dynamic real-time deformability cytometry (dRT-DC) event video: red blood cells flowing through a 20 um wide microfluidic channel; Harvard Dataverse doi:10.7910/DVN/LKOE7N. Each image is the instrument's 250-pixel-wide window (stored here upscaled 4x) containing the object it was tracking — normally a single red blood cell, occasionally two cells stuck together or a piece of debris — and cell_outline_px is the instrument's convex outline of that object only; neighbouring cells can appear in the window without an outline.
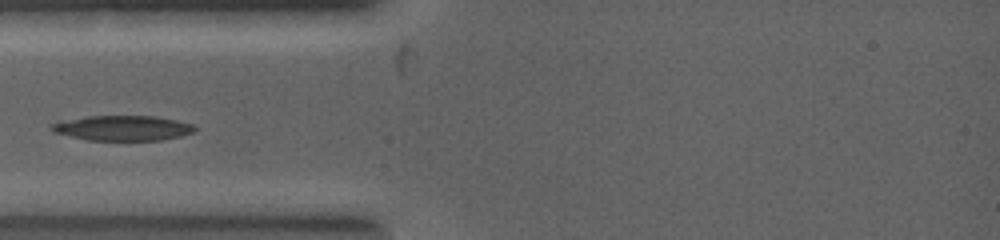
{"species": "common noctule bat (a hibernating species)", "species_latin": "Nyctalus noctula", "temperature_condition": "warm", "stored_images_in_passage": 18, "camera_frame_rate_fps": 5000, "um_per_image_px": 0.085, "animal": {"sex": "female", "body_mass_g": 19.0, "forearm_length_mm": 53.3}, "frame": {"image": 1, "passage_image": 2, "time_ms": 0.4, "image_size_px": [1000, 240], "cell_outline_px": [[196, 128], [192, 132], [180, 136], [160, 140], [88, 140], [52, 132], [48, 128], [56, 120], [88, 116], [156, 116], [176, 120], [192, 124]], "centroid_in_image_um": [10.34, 10.87], "position_along_channel_um": 74.7, "area_um2": 21.04}}